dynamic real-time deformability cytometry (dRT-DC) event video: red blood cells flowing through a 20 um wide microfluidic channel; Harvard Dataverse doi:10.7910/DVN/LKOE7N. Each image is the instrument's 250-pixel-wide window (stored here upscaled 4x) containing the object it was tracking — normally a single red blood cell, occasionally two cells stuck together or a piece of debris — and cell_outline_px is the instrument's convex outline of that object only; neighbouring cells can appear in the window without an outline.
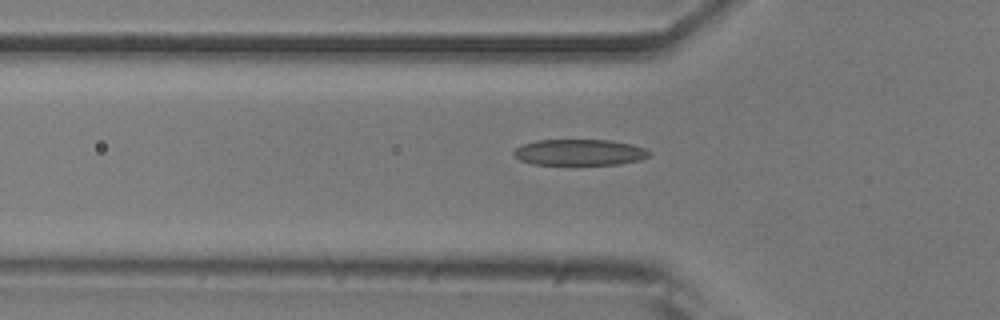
{"species": "common noctule bat (a hibernating species)", "species_latin": "Nyctalus noctula", "temperature_condition": "room temperature", "stored_images_in_passage": 48, "camera_frame_rate_fps": 3000, "um_per_image_px": 0.085, "animal": {"sex": "male", "body_mass_g": 20.5, "forearm_length_mm": 52.5}, "frame": {"image": 1, "passage_image": 17, "time_ms": 5.333, "image_size_px": [1000, 320], "cell_outline_px": [[652, 152], [648, 156], [640, 160], [620, 164], [532, 164], [520, 160], [512, 152], [520, 144], [536, 140], [608, 140], [632, 144], [644, 148]], "centroid_in_image_um": [49.25, 12.94], "position_along_channel_um": 76.6, "area_um2": 20.58}}
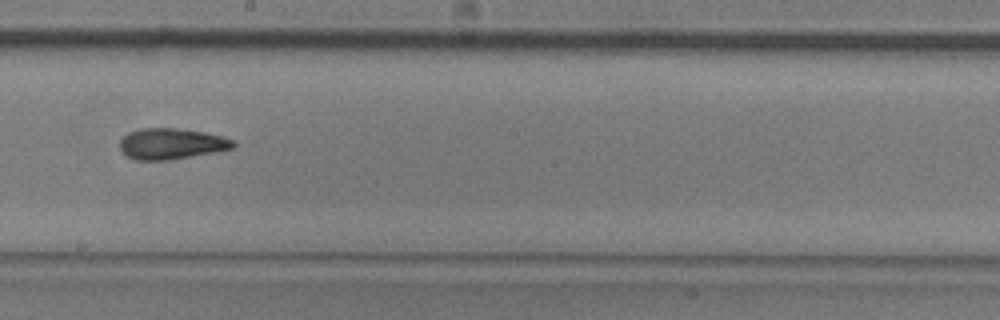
{"frame": {"image": 2, "passage_image": 29, "time_ms": 9.333, "image_size_px": [1000, 320], "cell_outline_px": [[236, 144], [232, 148], [216, 152], [168, 160], [136, 160], [128, 156], [120, 148], [120, 140], [128, 132], [140, 128], [180, 128], [204, 132], [236, 140]], "centroid_in_image_um": [14.58, 12.21], "position_along_channel_um": 233.6, "area_um2": 20.46}}
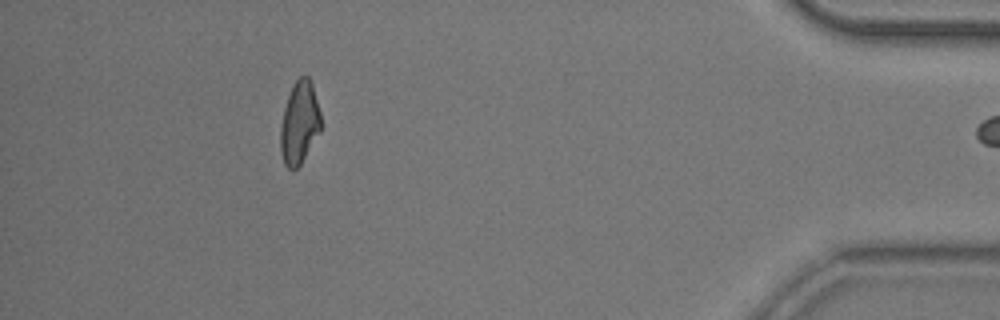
{"frame": {"image": 3, "passage_image": 47, "time_ms": 15.333, "image_size_px": [1000, 320], "cell_outline_px": [[320, 132], [300, 164], [296, 168], [288, 168], [284, 164], [280, 152], [280, 128], [284, 108], [292, 84], [300, 76], [308, 76], [312, 84], [320, 112]], "centroid_in_image_um": [25.43, 10.43], "position_along_channel_um": 409.8, "area_um2": 19.31}}